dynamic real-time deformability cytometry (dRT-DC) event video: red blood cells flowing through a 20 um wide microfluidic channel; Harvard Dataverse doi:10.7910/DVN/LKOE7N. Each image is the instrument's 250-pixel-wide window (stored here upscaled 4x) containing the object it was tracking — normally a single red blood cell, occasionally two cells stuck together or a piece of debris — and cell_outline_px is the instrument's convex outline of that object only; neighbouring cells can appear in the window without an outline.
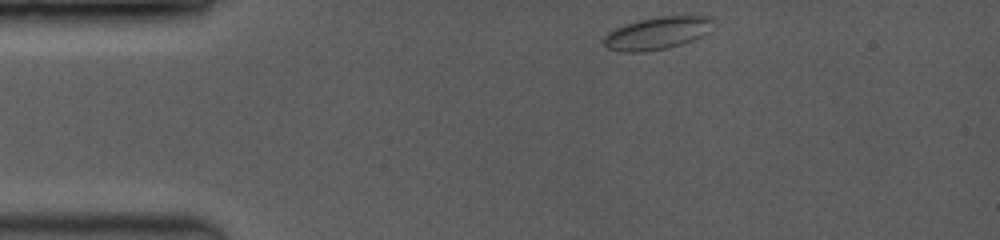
{"species": "common noctule bat (a hibernating species)", "species_latin": "Nyctalus noctula", "temperature_condition": "room temperature", "stored_images_in_passage": 23, "camera_frame_rate_fps": 3500, "um_per_image_px": 0.085, "animal": {"sex": "female", "body_mass_g": 19.0, "forearm_length_mm": 53.3}, "frame": {"image": 1, "passage_image": 1, "time_ms": 0.0, "image_size_px": [1000, 240], "cell_outline_px": [[708, 32], [692, 40], [668, 48], [644, 52], [620, 52], [608, 48], [604, 44], [604, 36], [608, 32], [616, 28], [640, 20], [664, 16], [704, 16], [708, 20]], "centroid_in_image_um": [55.76, 2.85], "position_along_channel_um": 29.2, "area_um2": 20.0}}
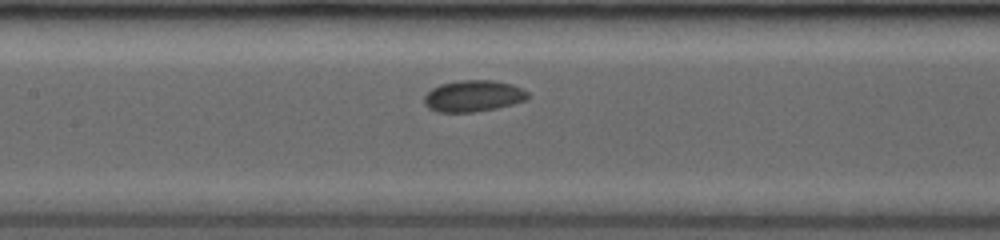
{"frame": {"image": 2, "passage_image": 14, "time_ms": 4.857, "image_size_px": [1000, 240], "cell_outline_px": [[528, 96], [524, 100], [512, 104], [496, 108], [472, 112], [436, 112], [428, 108], [424, 104], [424, 96], [432, 88], [440, 84], [456, 80], [492, 80], [512, 84], [528, 92]], "centroid_in_image_um": [40.18, 8.15], "position_along_channel_um": 167.2, "area_um2": 18.96}}
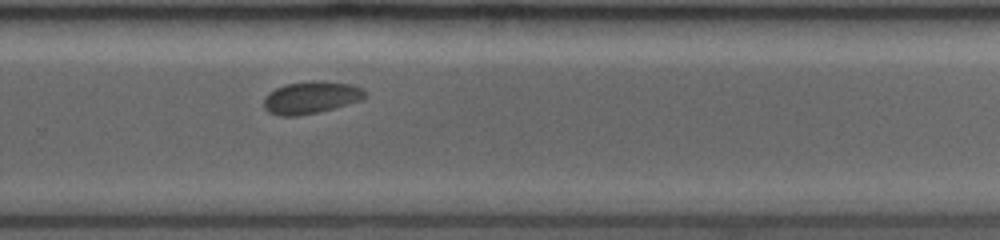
{"frame": {"image": 3, "passage_image": 23, "time_ms": 8.286, "image_size_px": [1000, 240], "cell_outline_px": [[368, 92], [364, 100], [316, 112], [296, 116], [280, 116], [268, 112], [264, 108], [264, 96], [268, 92], [276, 88], [288, 84], [312, 80], [324, 80], [352, 84]], "centroid_in_image_um": [26.45, 8.27], "position_along_channel_um": 303.3, "area_um2": 19.19}}